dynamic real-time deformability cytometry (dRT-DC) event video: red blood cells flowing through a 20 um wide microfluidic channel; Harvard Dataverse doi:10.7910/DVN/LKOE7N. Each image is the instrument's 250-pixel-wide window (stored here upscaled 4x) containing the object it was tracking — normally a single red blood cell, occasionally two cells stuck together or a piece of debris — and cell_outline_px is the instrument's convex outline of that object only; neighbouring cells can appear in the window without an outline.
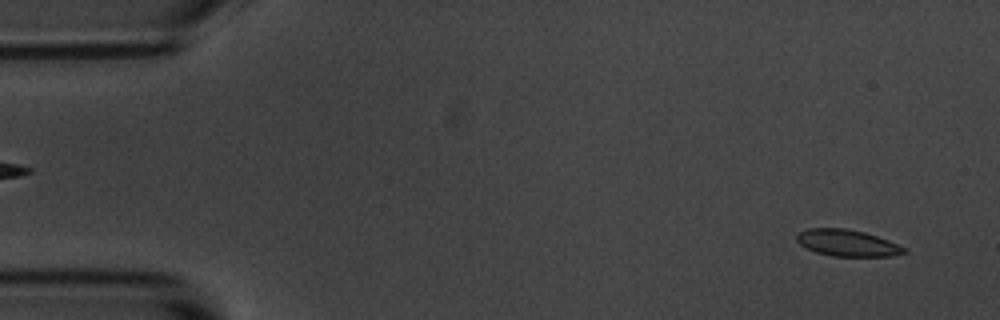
{"species": "common noctule bat (a hibernating species)", "species_latin": "Nyctalus noctula", "temperature_condition": "room temperature", "stored_images_in_passage": 4, "segment_of_instrument_passage": [2, 2], "camera_frame_rate_fps": 3000, "um_per_image_px": 0.085, "animal": {"sex": "male", "body_mass_g": 20.1, "forearm_length_mm": 53.5}, "frame": {"image": 1, "passage_image": 4, "time_ms": 3.667, "image_size_px": [1000, 320], "cell_outline_px": [[908, 252], [892, 256], [832, 256], [816, 252], [800, 244], [796, 240], [796, 236], [800, 232], [808, 228], [844, 228], [864, 232], [888, 240], [904, 248]], "centroid_in_image_um": [72.0, 20.65], "position_along_channel_um": 13.0, "area_um2": 16.42}}